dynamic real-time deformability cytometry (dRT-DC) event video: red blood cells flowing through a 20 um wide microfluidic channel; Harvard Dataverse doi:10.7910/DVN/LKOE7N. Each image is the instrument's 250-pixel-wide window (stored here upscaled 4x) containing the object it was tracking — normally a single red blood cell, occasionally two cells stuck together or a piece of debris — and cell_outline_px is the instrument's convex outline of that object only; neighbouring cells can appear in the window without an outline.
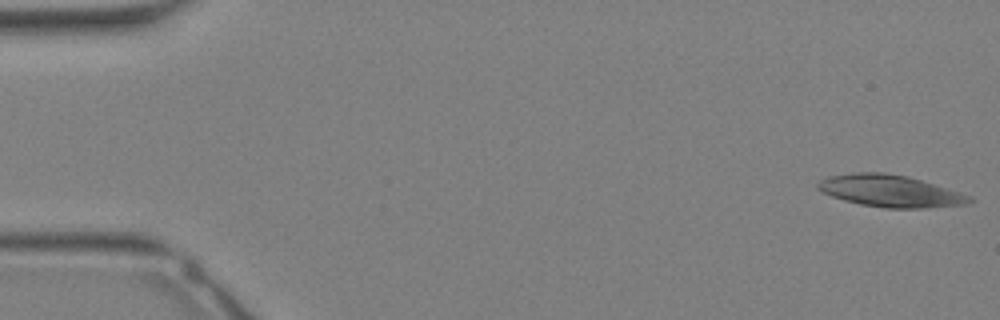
{"species": "Egyptian fruit bat (a non-hibernating species)", "species_latin": "Rousettus aegyptiacus", "temperature_condition": "warm", "stored_images_in_passage": 34, "camera_frame_rate_fps": 3000, "um_per_image_px": 0.085, "animal": {"sex": "female"}, "frame": {"image": 1, "passage_image": 1, "time_ms": 0.0, "image_size_px": [1000, 320], "cell_outline_px": [[976, 200], [968, 204], [924, 208], [884, 208], [860, 204], [844, 200], [832, 196], [816, 188], [816, 184], [820, 180], [828, 176], [852, 172], [884, 172], [908, 176], [972, 196]], "centroid_in_image_um": [75.67, 16.23], "position_along_channel_um": 9.3, "area_um2": 28.32}}
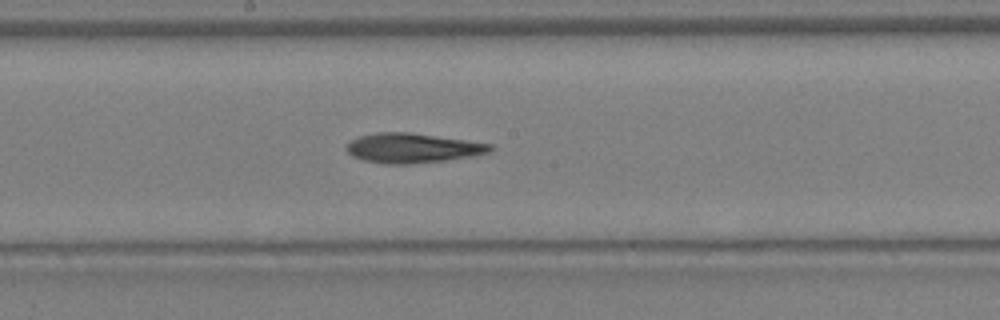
{"frame": {"image": 2, "passage_image": 18, "time_ms": 5.667, "image_size_px": [1000, 320], "cell_outline_px": [[496, 148], [492, 152], [472, 156], [444, 160], [408, 164], [384, 164], [364, 160], [352, 156], [344, 148], [348, 140], [360, 136], [376, 132], [408, 132], [492, 144]], "centroid_in_image_um": [35.04, 12.58], "position_along_channel_um": 213.2, "area_um2": 24.91}}
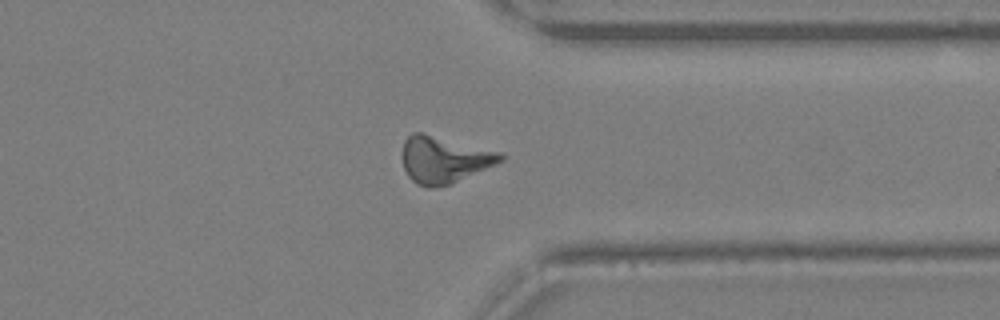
{"frame": {"image": 3, "passage_image": 26, "time_ms": 8.333, "image_size_px": [1000, 320], "cell_outline_px": [[504, 160], [496, 164], [448, 184], [432, 188], [428, 188], [416, 184], [408, 176], [404, 168], [400, 156], [400, 152], [404, 140], [412, 132], [424, 132], [500, 152], [504, 156]], "centroid_in_image_um": [37.67, 13.54], "position_along_channel_um": 373.7, "area_um2": 26.88}}